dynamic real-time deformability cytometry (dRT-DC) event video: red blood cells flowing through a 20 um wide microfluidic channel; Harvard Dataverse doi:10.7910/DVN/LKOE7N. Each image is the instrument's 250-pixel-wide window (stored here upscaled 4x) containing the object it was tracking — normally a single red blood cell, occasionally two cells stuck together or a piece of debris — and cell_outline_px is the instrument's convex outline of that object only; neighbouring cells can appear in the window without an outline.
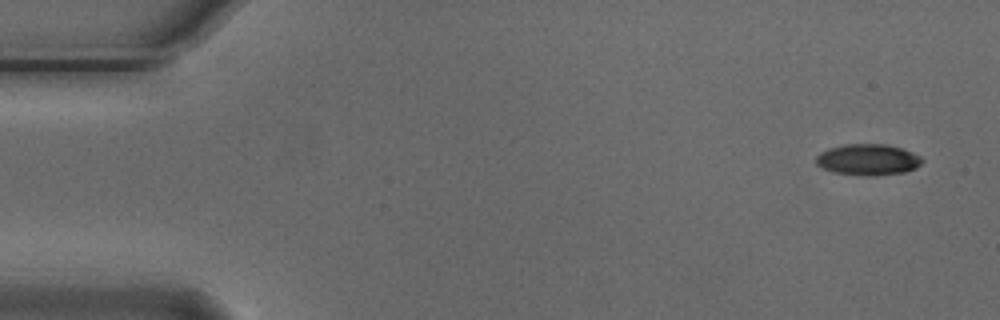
{"species": "Egyptian fruit bat (a non-hibernating species)", "species_latin": "Rousettus aegyptiacus", "temperature_condition": "cold", "stored_images_in_passage": 8, "camera_frame_rate_fps": 3000, "um_per_image_px": 0.085, "animal": {"sex": "male"}, "frame": {"image": 1, "passage_image": 1, "time_ms": 0.0, "image_size_px": [1000, 320], "cell_outline_px": [[924, 160], [916, 168], [904, 172], [832, 172], [816, 164], [816, 156], [820, 152], [828, 148], [844, 144], [884, 144], [900, 148], [912, 152], [920, 156]], "centroid_in_image_um": [73.76, 13.5], "position_along_channel_um": 11.2, "area_um2": 18.15}}
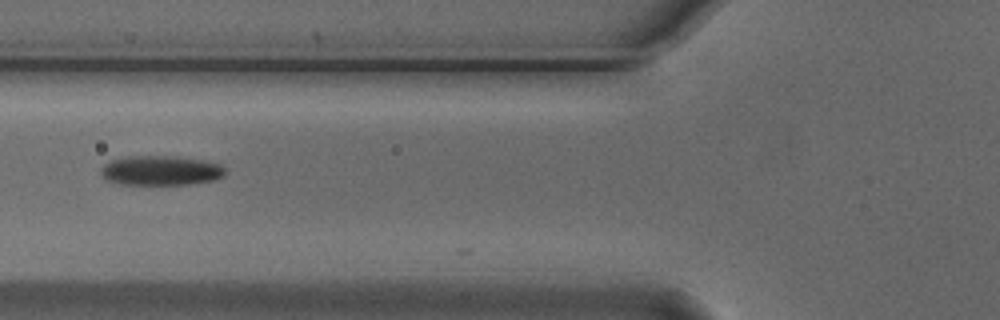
{"frame": {"image": 2, "passage_image": 6, "time_ms": 1.667, "image_size_px": [1000, 320], "cell_outline_px": [[224, 176], [216, 180], [188, 184], [120, 184], [108, 180], [100, 176], [100, 168], [108, 160], [128, 156], [164, 156], [204, 160], [220, 164], [224, 168]], "centroid_in_image_um": [13.62, 14.49], "position_along_channel_um": 112.2, "area_um2": 21.5}}
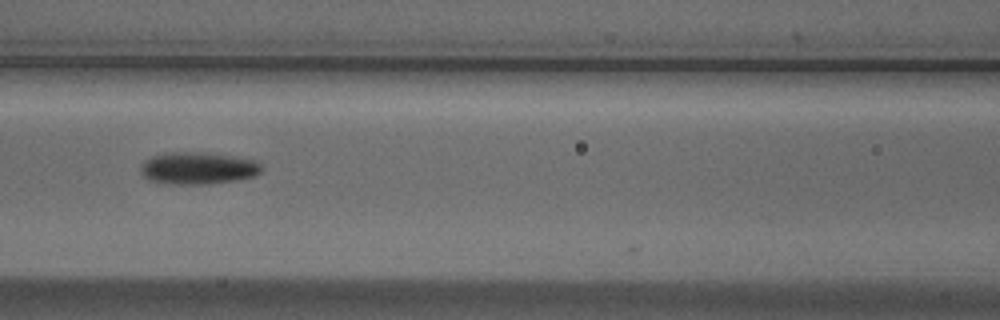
{"frame": {"image": 3, "passage_image": 7, "time_ms": 2.0, "image_size_px": [1000, 320], "cell_outline_px": [[260, 172], [256, 176], [236, 180], [208, 184], [168, 184], [148, 180], [140, 172], [140, 164], [144, 160], [152, 156], [164, 152], [200, 152], [232, 156], [256, 160], [260, 164]], "centroid_in_image_um": [16.78, 14.29], "position_along_channel_um": 149.8, "area_um2": 22.83}}